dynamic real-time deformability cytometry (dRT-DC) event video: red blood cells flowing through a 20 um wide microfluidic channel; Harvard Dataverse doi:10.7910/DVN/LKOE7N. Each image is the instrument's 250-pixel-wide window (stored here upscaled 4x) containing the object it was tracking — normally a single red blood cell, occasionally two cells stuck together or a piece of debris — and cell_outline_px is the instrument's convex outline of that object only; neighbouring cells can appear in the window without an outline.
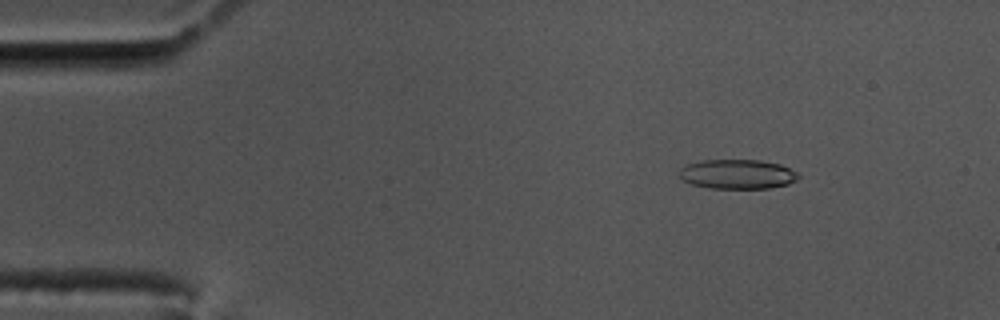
{"species": "common noctule bat (a hibernating species)", "species_latin": "Nyctalus noctula", "temperature_condition": "cold", "stored_images_in_passage": 57, "camera_frame_rate_fps": 3000, "um_per_image_px": 0.085, "animal": {"sex": "male", "body_mass_g": 17.5, "forearm_length_mm": 52.3}, "frame": {"image": 1, "passage_image": 7, "time_ms": 2.0, "image_size_px": [1000, 320], "cell_outline_px": [[800, 176], [796, 180], [788, 184], [768, 188], [708, 188], [692, 184], [680, 180], [676, 172], [680, 168], [688, 164], [700, 160], [760, 160], [780, 164], [796, 172]], "centroid_in_image_um": [62.61, 14.8], "position_along_channel_um": 22.4, "area_um2": 20.63}}
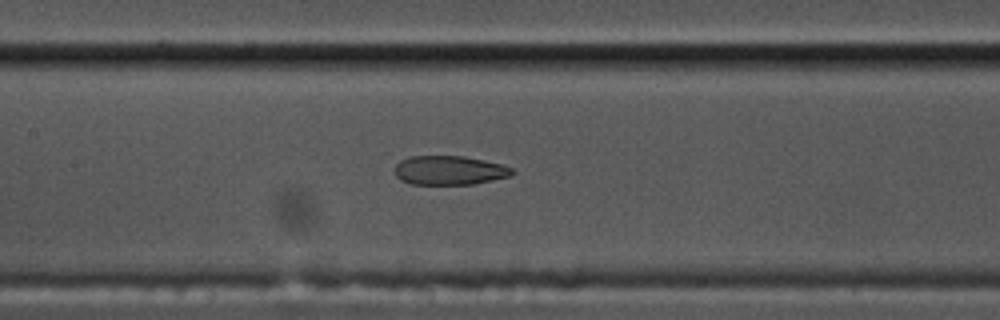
{"frame": {"image": 2, "passage_image": 26, "time_ms": 8.333, "image_size_px": [1000, 320], "cell_outline_px": [[516, 172], [508, 176], [492, 180], [472, 184], [412, 184], [400, 180], [396, 176], [396, 164], [400, 160], [408, 156], [464, 156], [484, 160], [500, 164], [512, 168]], "centroid_in_image_um": [38.18, 14.47], "position_along_channel_um": 169.2, "area_um2": 19.83}}
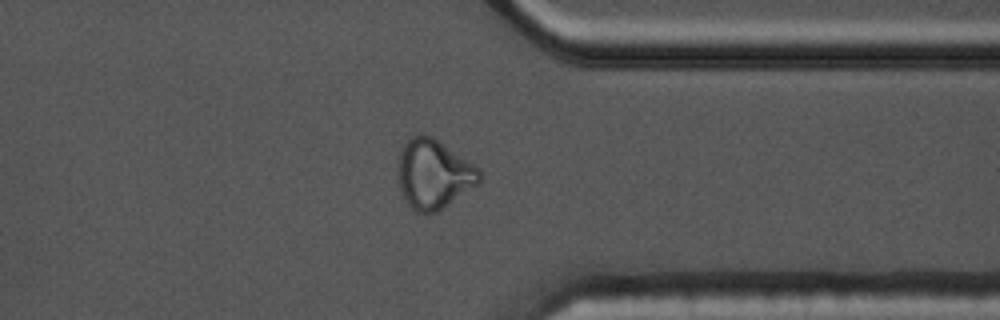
{"frame": {"image": 3, "passage_image": 44, "time_ms": 14.333, "image_size_px": [1000, 320], "cell_outline_px": [[480, 184], [436, 212], [416, 212], [408, 204], [400, 188], [400, 148], [412, 136], [420, 132], [432, 136], [480, 168]], "centroid_in_image_um": [36.9, 14.78], "position_along_channel_um": 374.5, "area_um2": 32.54}, "authors_computed_cell_mechanics": {"area_um2": 22.1952, "velocity_mm_per_s": 3.4882, "shape_relaxation_time_tau1_ms": null, "shape_relaxation_time_tau2_ms": 2.4231, "deformation_change_tau1": null, "deformation_change_tau2": 0.0959}}